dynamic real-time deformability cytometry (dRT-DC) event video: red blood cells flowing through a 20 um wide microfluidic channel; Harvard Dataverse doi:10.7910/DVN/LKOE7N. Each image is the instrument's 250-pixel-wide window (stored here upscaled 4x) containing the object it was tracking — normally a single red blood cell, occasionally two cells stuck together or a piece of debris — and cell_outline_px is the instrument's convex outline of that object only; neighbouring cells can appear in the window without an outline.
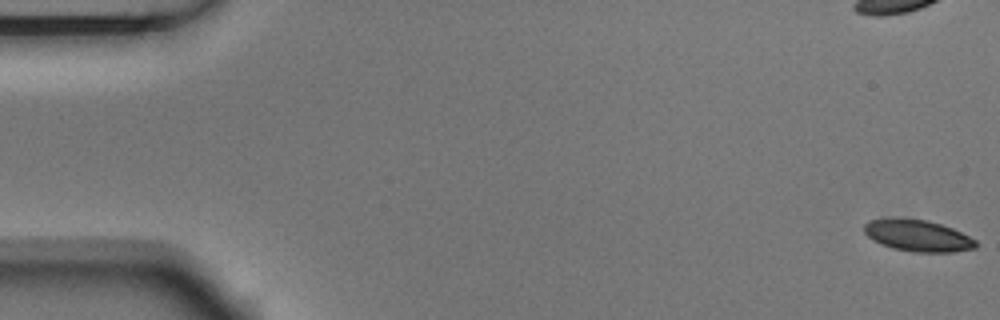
{"species": "Egyptian fruit bat (a non-hibernating species)", "species_latin": "Rousettus aegyptiacus", "temperature_condition": "room temperature", "stored_images_in_passage": 5, "camera_frame_rate_fps": 3000, "um_per_image_px": 0.085, "animal": {"sex": "male"}, "frame": {"image": 1, "passage_image": 1, "time_ms": 0.0, "image_size_px": [1000, 320], "cell_outline_px": [[976, 248], [952, 252], [912, 252], [892, 248], [880, 244], [872, 240], [864, 232], [864, 224], [868, 220], [896, 216], [928, 220], [952, 228], [976, 240]], "centroid_in_image_um": [77.95, 20.0], "position_along_channel_um": 7.1, "area_um2": 20.92}}